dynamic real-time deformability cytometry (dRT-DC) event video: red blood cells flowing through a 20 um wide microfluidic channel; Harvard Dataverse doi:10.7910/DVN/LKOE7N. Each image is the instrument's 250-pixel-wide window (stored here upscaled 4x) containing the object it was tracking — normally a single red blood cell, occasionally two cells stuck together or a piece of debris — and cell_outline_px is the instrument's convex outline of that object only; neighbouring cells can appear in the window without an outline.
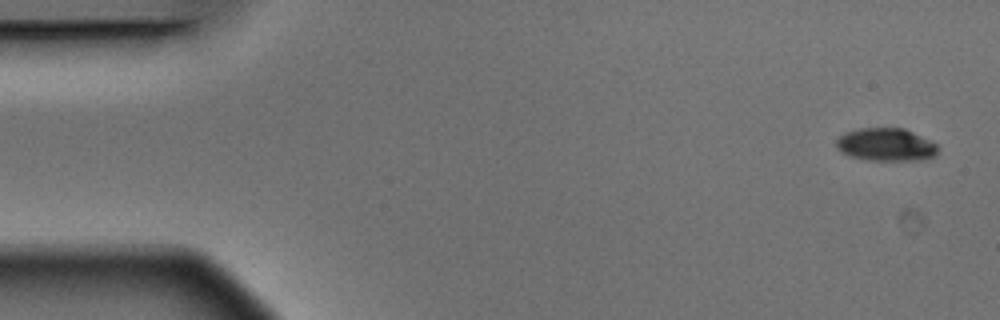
{"species": "Egyptian fruit bat (a non-hibernating species)", "species_latin": "Rousettus aegyptiacus", "temperature_condition": "warm", "stored_images_in_passage": 5, "camera_frame_rate_fps": 3000, "um_per_image_px": 0.085, "animal": {"sex": "male"}, "frame": {"image": 1, "passage_image": 1, "time_ms": 0.0, "image_size_px": [1000, 320], "cell_outline_px": [[936, 156], [928, 160], [868, 160], [848, 156], [840, 152], [836, 148], [836, 140], [844, 132], [860, 128], [904, 128], [936, 144]], "centroid_in_image_um": [75.26, 12.31], "position_along_channel_um": 9.7, "area_um2": 19.54}}
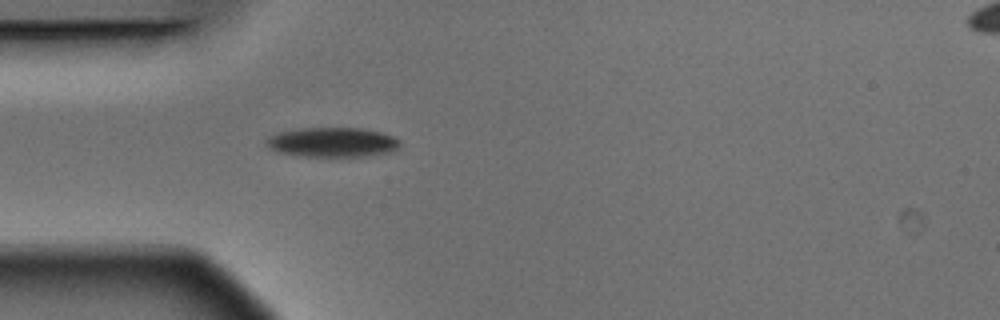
{"frame": {"image": 2, "passage_image": 5, "time_ms": 1.333, "image_size_px": [1000, 320], "cell_outline_px": [[400, 148], [388, 152], [364, 156], [296, 156], [276, 152], [268, 148], [264, 144], [264, 140], [268, 136], [280, 132], [300, 128], [360, 128], [380, 132], [392, 136], [400, 140]], "centroid_in_image_um": [28.18, 12.09], "position_along_channel_um": 56.8, "area_um2": 23.24}}